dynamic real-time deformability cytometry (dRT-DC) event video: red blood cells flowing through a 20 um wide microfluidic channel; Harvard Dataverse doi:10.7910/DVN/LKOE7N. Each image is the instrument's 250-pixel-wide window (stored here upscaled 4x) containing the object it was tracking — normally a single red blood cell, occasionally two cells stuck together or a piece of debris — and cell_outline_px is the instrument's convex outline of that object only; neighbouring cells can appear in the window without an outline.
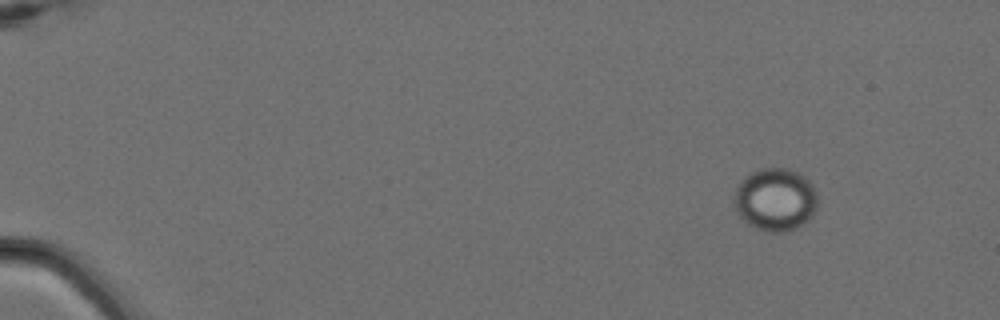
{"species": "Egyptian fruit bat (a non-hibernating species)", "species_latin": "Rousettus aegyptiacus", "temperature_condition": "cold", "stored_images_in_passage": 4, "camera_frame_rate_fps": 3000, "um_per_image_px": 0.085, "animal": {"sex": "female"}, "frame": {"image": 1, "passage_image": 1, "time_ms": 0.0, "image_size_px": [1000, 320], "cell_outline_px": [[816, 208], [812, 216], [804, 224], [796, 228], [784, 232], [768, 232], [756, 228], [748, 224], [736, 212], [732, 200], [736, 188], [740, 180], [744, 176], [760, 168], [788, 168], [800, 172], [812, 184], [816, 192]], "centroid_in_image_um": [65.88, 16.95], "position_along_channel_um": 19.1, "area_um2": 30.98}}